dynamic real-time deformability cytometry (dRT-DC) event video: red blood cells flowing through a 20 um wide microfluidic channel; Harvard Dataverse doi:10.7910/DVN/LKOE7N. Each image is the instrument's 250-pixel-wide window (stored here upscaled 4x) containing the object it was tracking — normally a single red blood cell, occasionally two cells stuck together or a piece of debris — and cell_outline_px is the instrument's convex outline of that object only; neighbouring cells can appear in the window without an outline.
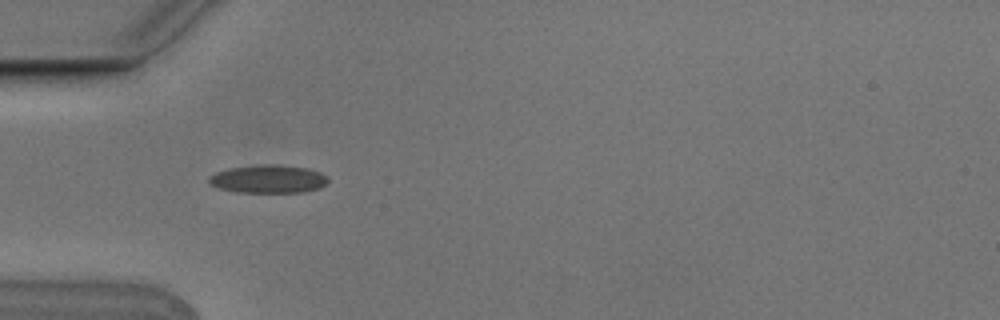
{"species": "Egyptian fruit bat (a non-hibernating species)", "species_latin": "Rousettus aegyptiacus", "temperature_condition": "cold", "stored_images_in_passage": 5, "camera_frame_rate_fps": 3000, "um_per_image_px": 0.085, "animal": {"sex": "male"}, "frame": {"image": 1, "passage_image": 4, "time_ms": 1.0, "image_size_px": [1000, 320], "cell_outline_px": [[328, 180], [320, 188], [304, 192], [236, 192], [220, 188], [212, 184], [208, 180], [208, 176], [216, 172], [228, 168], [260, 164], [276, 164], [308, 168], [320, 172]], "centroid_in_image_um": [22.79, 15.2], "position_along_channel_um": 62.2, "area_um2": 19.48}}